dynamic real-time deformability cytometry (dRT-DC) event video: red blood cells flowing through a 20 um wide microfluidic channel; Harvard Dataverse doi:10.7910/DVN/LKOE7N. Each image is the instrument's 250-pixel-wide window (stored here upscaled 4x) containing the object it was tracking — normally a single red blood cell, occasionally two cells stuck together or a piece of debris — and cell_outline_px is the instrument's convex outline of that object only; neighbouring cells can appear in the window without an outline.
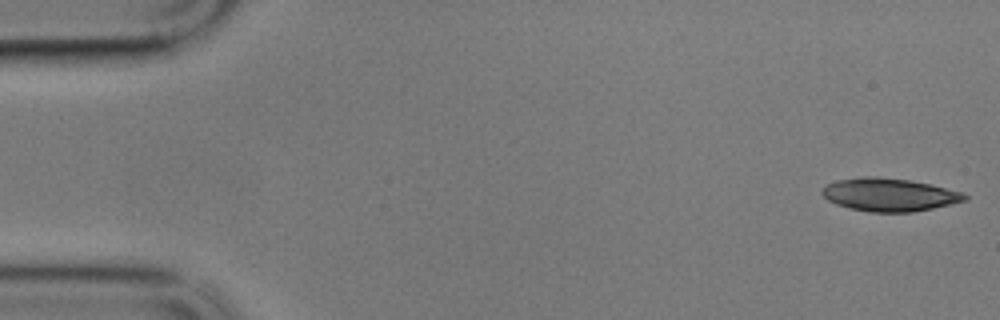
{"species": "common noctule bat (a hibernating species)", "species_latin": "Nyctalus noctula", "temperature_condition": "cold", "stored_images_in_passage": 58, "camera_frame_rate_fps": 3000, "um_per_image_px": 0.085, "animal": {"sex": "male", "body_mass_g": 17.9}, "frame": {"image": 1, "passage_image": 1, "time_ms": 0.0, "image_size_px": [1000, 320], "cell_outline_px": [[968, 200], [932, 208], [912, 212], [868, 212], [848, 208], [836, 204], [828, 200], [820, 192], [828, 184], [836, 180], [864, 176], [880, 176], [908, 180], [928, 184], [964, 192], [968, 196]], "centroid_in_image_um": [75.58, 16.55], "position_along_channel_um": 9.4, "area_um2": 27.46}}